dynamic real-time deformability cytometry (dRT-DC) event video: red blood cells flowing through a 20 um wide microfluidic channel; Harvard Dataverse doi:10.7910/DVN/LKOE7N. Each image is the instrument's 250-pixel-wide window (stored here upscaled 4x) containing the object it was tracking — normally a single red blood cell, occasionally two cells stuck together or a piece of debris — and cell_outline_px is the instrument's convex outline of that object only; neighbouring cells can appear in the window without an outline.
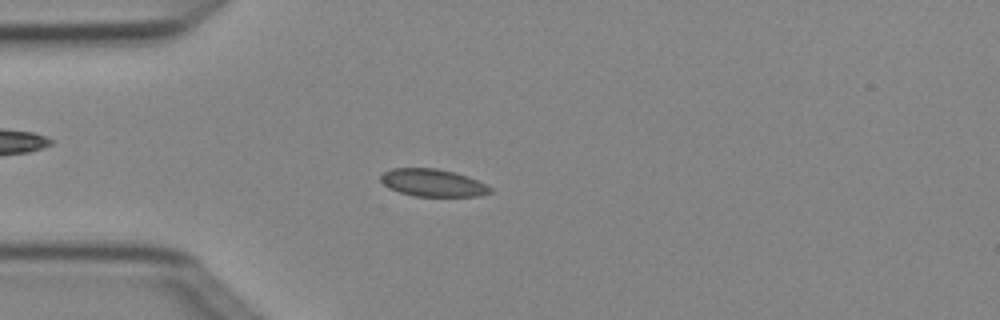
{"species": "Egyptian fruit bat (a non-hibernating species)", "species_latin": "Rousettus aegyptiacus", "temperature_condition": "cold", "stored_images_in_passage": 6, "camera_frame_rate_fps": 3000, "um_per_image_px": 0.085, "animal": {"sex": "female"}, "frame": {"image": 1, "passage_image": 5, "time_ms": 1.333, "image_size_px": [1000, 320], "cell_outline_px": [[492, 192], [476, 196], [416, 196], [400, 192], [388, 188], [380, 180], [380, 176], [384, 172], [392, 168], [436, 168], [468, 176], [492, 188]], "centroid_in_image_um": [36.76, 15.53], "position_along_channel_um": 48.2, "area_um2": 17.34}}